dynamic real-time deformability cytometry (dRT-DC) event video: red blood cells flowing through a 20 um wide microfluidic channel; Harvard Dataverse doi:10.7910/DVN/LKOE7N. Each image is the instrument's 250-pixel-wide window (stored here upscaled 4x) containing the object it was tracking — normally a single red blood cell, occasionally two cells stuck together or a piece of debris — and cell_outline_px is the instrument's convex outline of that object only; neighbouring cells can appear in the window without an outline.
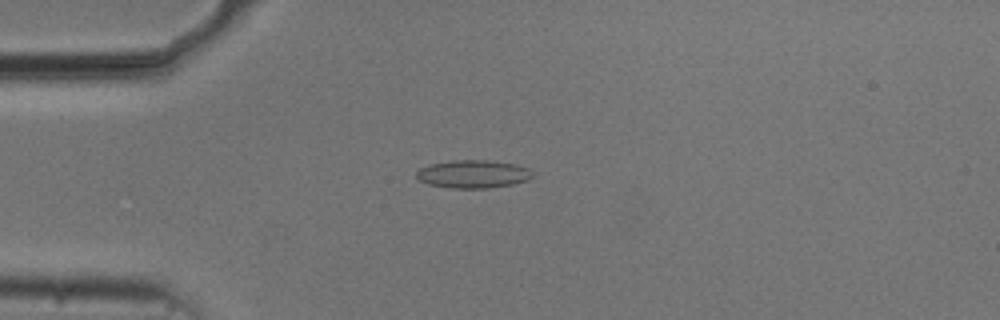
{"species": "common noctule bat (a hibernating species)", "species_latin": "Nyctalus noctula", "temperature_condition": "cold", "stored_images_in_passage": 44, "camera_frame_rate_fps": 3000, "um_per_image_px": 0.085, "animal": {"sex": "male", "body_mass_g": 20.5, "forearm_length_mm": 52.5}, "frame": {"image": 1, "passage_image": 4, "time_ms": 1.0, "image_size_px": [1000, 320], "cell_outline_px": [[532, 176], [528, 180], [512, 184], [488, 188], [452, 188], [428, 184], [420, 180], [416, 176], [416, 172], [420, 168], [432, 164], [452, 160], [488, 160], [516, 164], [528, 168], [532, 172]], "centroid_in_image_um": [40.22, 14.79], "position_along_channel_um": 44.8, "area_um2": 18.84}}
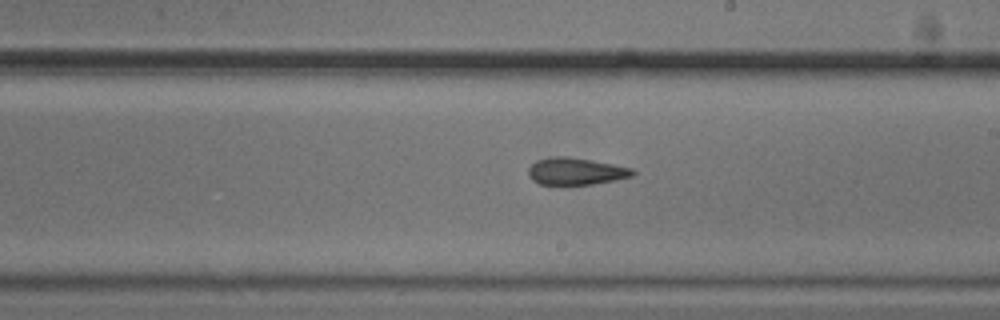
{"frame": {"image": 2, "passage_image": 21, "time_ms": 6.667, "image_size_px": [1000, 320], "cell_outline_px": [[636, 172], [632, 176], [592, 184], [540, 184], [532, 180], [528, 176], [528, 168], [536, 160], [552, 156], [568, 156], [612, 164], [632, 168]], "centroid_in_image_um": [48.9, 14.55], "position_along_channel_um": 240.1, "area_um2": 16.3}}
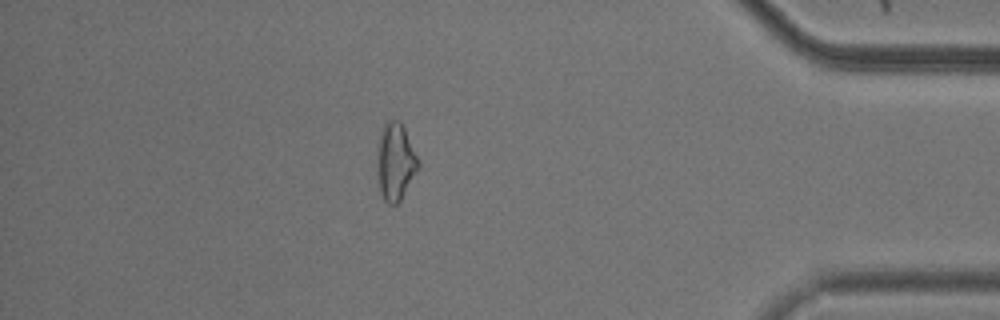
{"frame": {"image": 3, "passage_image": 37, "time_ms": 12.0, "image_size_px": [1000, 320], "cell_outline_px": [[420, 168], [400, 200], [396, 204], [388, 204], [384, 200], [380, 192], [376, 172], [376, 148], [380, 128], [388, 120], [400, 120], [404, 128], [420, 164]], "centroid_in_image_um": [33.57, 13.74], "position_along_channel_um": 401.6, "area_um2": 18.96}, "authors_computed_cell_mechanics": {"area_um2": 17.2533, "velocity_mm_per_s": 3.7621, "shape_relaxation_time_tau1_ms": null, "shape_relaxation_time_tau2_ms": 4.6601, "deformation_change_tau1": null, "deformation_change_tau2": 0.1496}}